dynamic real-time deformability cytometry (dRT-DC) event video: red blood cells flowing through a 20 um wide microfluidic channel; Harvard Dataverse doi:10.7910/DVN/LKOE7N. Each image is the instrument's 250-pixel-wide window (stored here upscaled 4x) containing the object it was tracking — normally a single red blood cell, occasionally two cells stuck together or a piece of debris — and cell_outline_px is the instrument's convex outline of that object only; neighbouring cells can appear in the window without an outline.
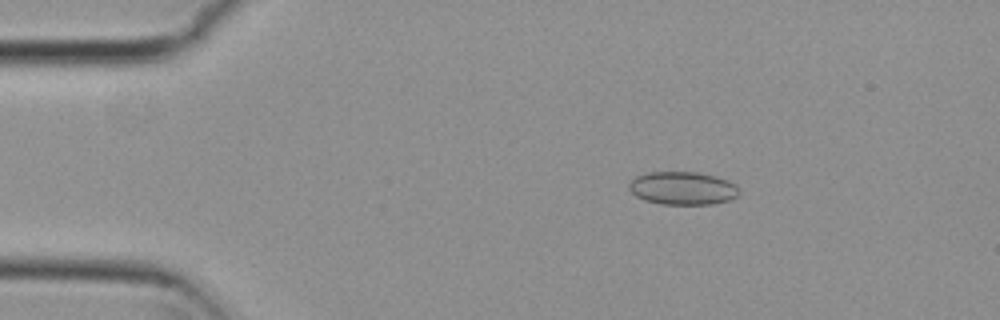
{"species": "common noctule bat (a hibernating species)", "species_latin": "Nyctalus noctula", "temperature_condition": "cold", "stored_images_in_passage": 46, "camera_frame_rate_fps": 3000, "um_per_image_px": 0.085, "animal": {"sex": "female", "body_mass_g": 29.2, "forearm_length_mm": 56.3}, "frame": {"image": 1, "passage_image": 1, "time_ms": 0.0, "image_size_px": [1000, 320], "cell_outline_px": [[740, 192], [732, 200], [712, 204], [660, 204], [644, 200], [636, 196], [628, 188], [628, 184], [636, 176], [648, 172], [700, 172], [716, 176], [728, 180], [736, 184]], "centroid_in_image_um": [58.05, 15.99], "position_along_channel_um": 27.0, "area_um2": 21.44}}
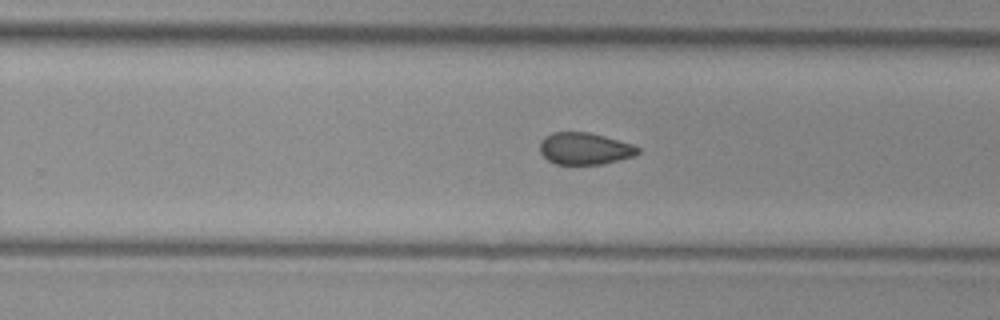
{"frame": {"image": 2, "passage_image": 26, "time_ms": 8.333, "image_size_px": [1000, 320], "cell_outline_px": [[640, 152], [636, 156], [600, 164], [556, 164], [548, 160], [540, 152], [540, 140], [544, 136], [552, 132], [588, 132], [604, 136], [632, 144], [640, 148]], "centroid_in_image_um": [49.69, 12.62], "position_along_channel_um": 280.1, "area_um2": 18.26}}
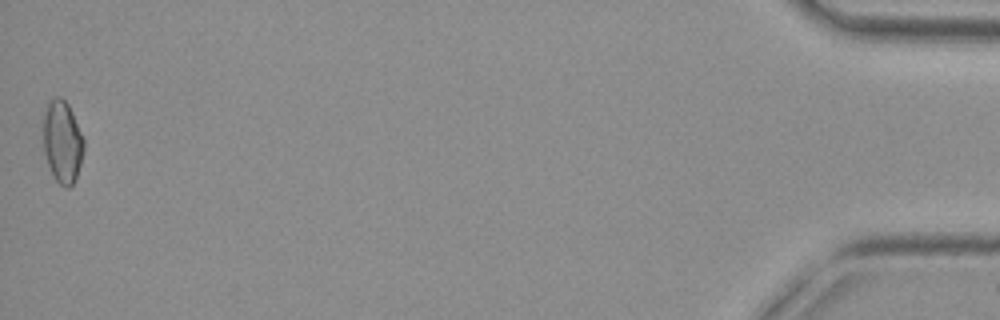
{"frame": {"image": 3, "passage_image": 46, "time_ms": 15.0, "image_size_px": [1000, 320], "cell_outline_px": [[84, 148], [80, 164], [76, 176], [72, 184], [68, 188], [64, 188], [56, 180], [48, 164], [44, 152], [44, 112], [48, 104], [56, 96], [60, 96], [68, 104], [72, 112], [84, 140]], "centroid_in_image_um": [5.31, 12.05], "position_along_channel_um": 429.9, "area_um2": 19.07}, "authors_computed_cell_mechanics": {"area_um2": 19.074, "velocity_mm_per_s": 3.7838, "shape_relaxation_time_tau1_ms": null, "shape_relaxation_time_tau2_ms": 5.4848, "deformation_change_tau1": null, "deformation_change_tau2": 0.1019}}